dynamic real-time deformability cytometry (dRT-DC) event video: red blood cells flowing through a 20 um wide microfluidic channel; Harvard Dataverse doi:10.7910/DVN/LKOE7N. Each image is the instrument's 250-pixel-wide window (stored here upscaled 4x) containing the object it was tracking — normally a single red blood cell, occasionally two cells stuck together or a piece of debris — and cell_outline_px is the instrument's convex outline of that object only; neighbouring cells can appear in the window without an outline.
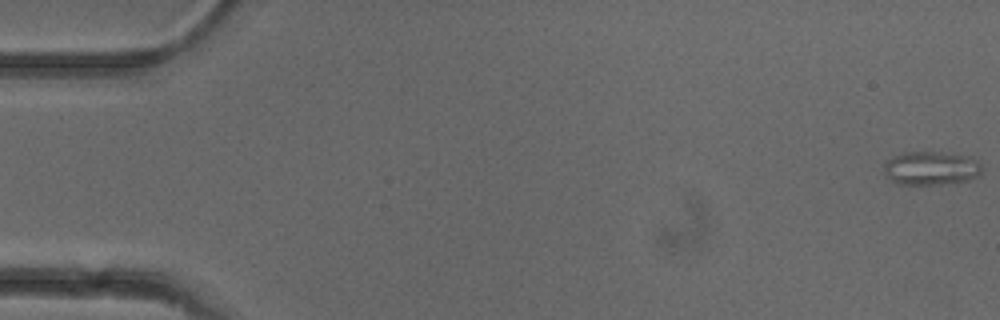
{"species": "common noctule bat (a hibernating species)", "species_latin": "Nyctalus noctula", "temperature_condition": "cold", "stored_images_in_passage": 16, "camera_frame_rate_fps": 3000, "um_per_image_px": 0.085, "animal": {"sex": "female"}, "frame": {"image": 1, "passage_image": 1, "time_ms": 0.0, "image_size_px": [1000, 320], "cell_outline_px": [[980, 172], [976, 176], [968, 180], [936, 184], [896, 184], [884, 172], [884, 164], [892, 156], [904, 152], [936, 152], [972, 156], [980, 164]], "centroid_in_image_um": [79.11, 14.28], "position_along_channel_um": 5.9, "area_um2": 18.96}}
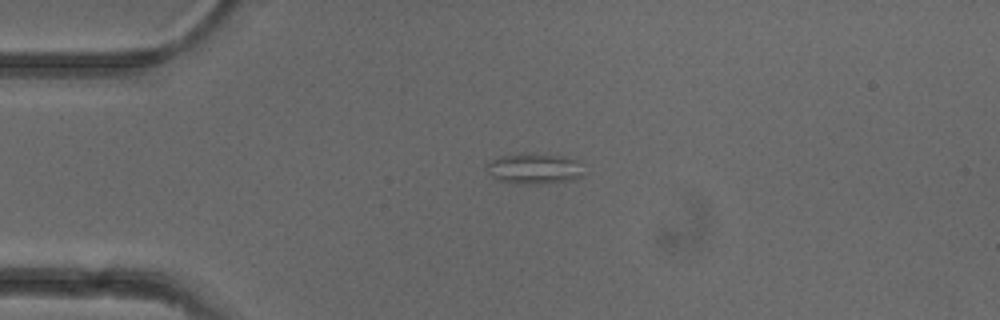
{"frame": {"image": 2, "passage_image": 13, "time_ms": 4.0, "image_size_px": [1000, 320], "cell_outline_px": [[584, 172], [576, 180], [540, 184], [512, 184], [500, 180], [492, 176], [488, 172], [484, 164], [500, 156], [524, 152], [532, 152], [560, 156], [576, 160]], "centroid_in_image_um": [45.37, 14.33], "position_along_channel_um": 39.6, "area_um2": 17.69}}